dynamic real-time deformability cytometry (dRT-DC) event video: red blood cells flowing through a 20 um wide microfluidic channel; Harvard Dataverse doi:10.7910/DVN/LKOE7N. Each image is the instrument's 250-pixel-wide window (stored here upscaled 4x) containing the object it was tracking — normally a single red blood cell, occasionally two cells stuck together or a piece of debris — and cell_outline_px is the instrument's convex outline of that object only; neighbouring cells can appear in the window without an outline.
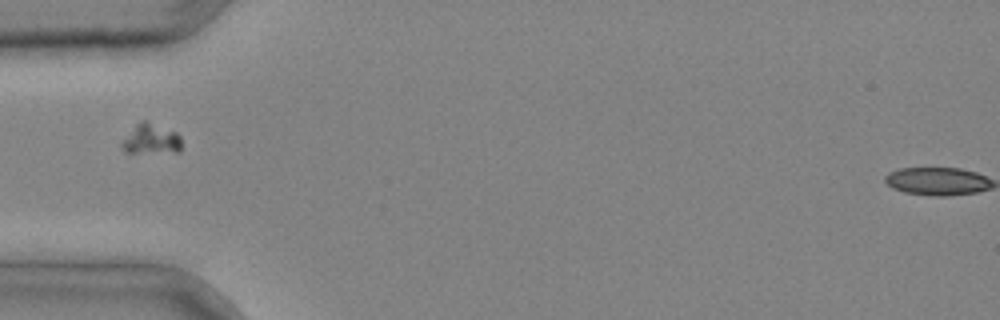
{"species": "common noctule bat (a hibernating species)", "species_latin": "Nyctalus noctula", "temperature_condition": "cold", "stored_images_in_passage": 5, "camera_frame_rate_fps": 3000, "um_per_image_px": 0.085, "animal": {"sex": "male", "body_mass_g": 20.4}, "frame": {"image": 1, "passage_image": 5, "time_ms": 1.333, "image_size_px": [1000, 320], "cell_outline_px": [[180, 152], [124, 152], [120, 144], [136, 124], [144, 120], [176, 132], [180, 136]], "centroid_in_image_um": [12.84, 11.83], "position_along_channel_um": 72.2, "area_um2": 10.23}}